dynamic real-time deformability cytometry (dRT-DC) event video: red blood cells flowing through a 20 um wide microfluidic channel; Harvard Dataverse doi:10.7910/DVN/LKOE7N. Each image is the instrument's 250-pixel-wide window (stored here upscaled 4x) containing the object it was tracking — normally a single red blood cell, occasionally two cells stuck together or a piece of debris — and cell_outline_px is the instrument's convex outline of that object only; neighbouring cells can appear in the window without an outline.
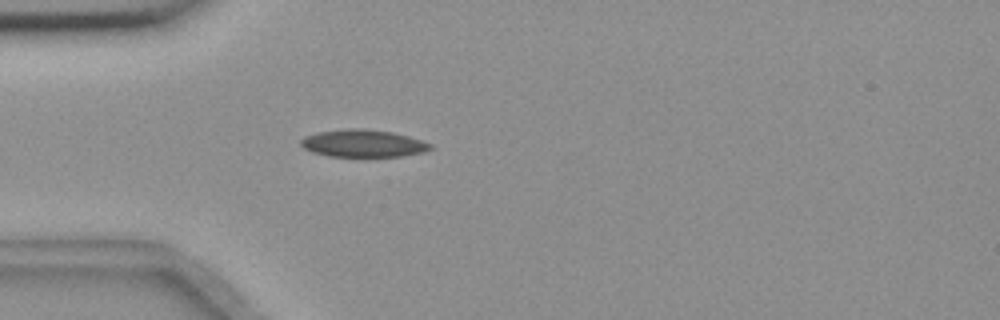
{"species": "common noctule bat (a hibernating species)", "species_latin": "Nyctalus noctula", "temperature_condition": "room temperature", "stored_images_in_passage": 41, "camera_frame_rate_fps": 3000, "um_per_image_px": 0.085, "animal": {"sex": "female", "body_mass_g": 18.4}, "frame": {"image": 1, "passage_image": 1, "time_ms": 0.0, "image_size_px": [1000, 320], "cell_outline_px": [[432, 148], [424, 152], [400, 156], [328, 156], [312, 152], [304, 148], [300, 144], [300, 140], [304, 136], [316, 132], [348, 128], [364, 128], [392, 132], [408, 136], [432, 144]], "centroid_in_image_um": [30.83, 12.17], "position_along_channel_um": 54.2, "area_um2": 20.69}}
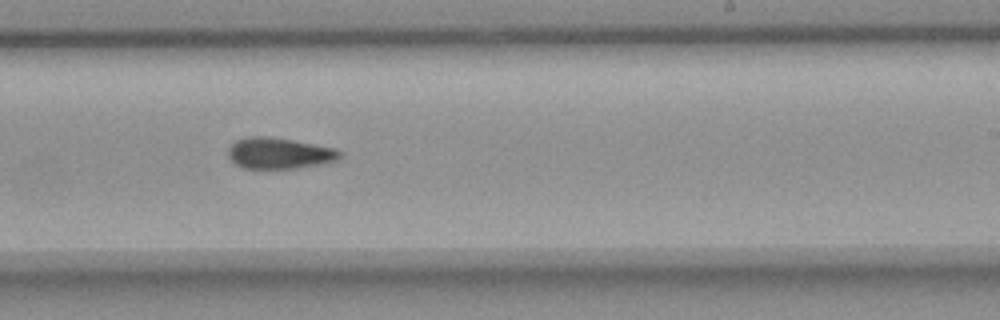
{"frame": {"image": 2, "passage_image": 19, "time_ms": 6.0, "image_size_px": [1000, 320], "cell_outline_px": [[344, 152], [340, 160], [324, 164], [296, 168], [240, 168], [228, 156], [228, 148], [236, 140], [248, 136], [268, 136], [292, 140], [336, 148]], "centroid_in_image_um": [23.79, 13.03], "position_along_channel_um": 265.2, "area_um2": 20.52}}
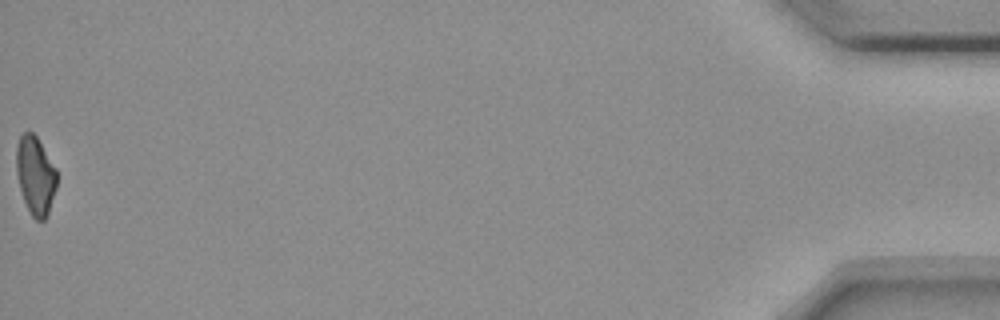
{"frame": {"image": 3, "passage_image": 41, "time_ms": 13.333, "image_size_px": [1000, 320], "cell_outline_px": [[56, 188], [48, 216], [44, 220], [36, 220], [32, 216], [24, 200], [20, 188], [16, 172], [16, 144], [20, 136], [24, 132], [32, 132], [36, 136], [56, 168]], "centroid_in_image_um": [3.01, 14.92], "position_along_channel_um": 432.2, "area_um2": 18.44}, "authors_computed_cell_mechanics": {"area_um2": 20.0566, "velocity_mm_per_s": 3.6447, "shape_relaxation_time_tau1_ms": null, "shape_relaxation_time_tau2_ms": 6.5156, "deformation_change_tau1": null, "deformation_change_tau2": 0.1203}}